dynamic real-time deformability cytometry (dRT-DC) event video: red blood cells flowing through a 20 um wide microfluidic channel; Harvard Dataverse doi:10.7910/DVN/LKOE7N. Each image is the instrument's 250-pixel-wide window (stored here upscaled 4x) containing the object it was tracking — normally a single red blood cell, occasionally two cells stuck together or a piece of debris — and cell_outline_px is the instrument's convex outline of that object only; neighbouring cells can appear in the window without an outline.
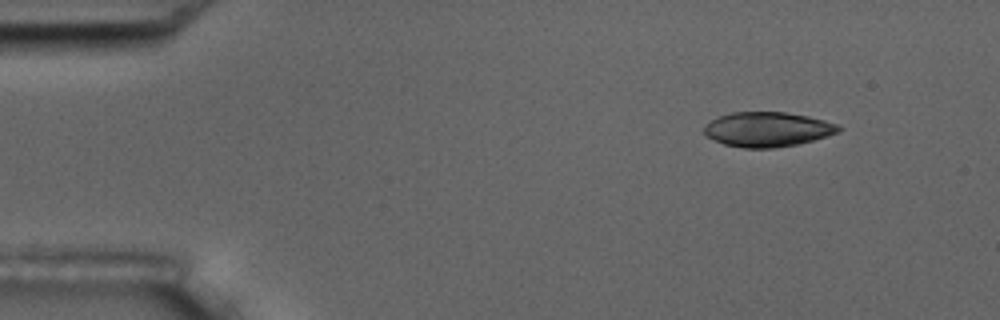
{"species": "common noctule bat (a hibernating species)", "species_latin": "Nyctalus noctula", "temperature_condition": "room temperature", "stored_images_in_passage": 4, "camera_frame_rate_fps": 3000, "um_per_image_px": 0.085, "animal": {"sex": "male", "body_mass_g": 17.5, "forearm_length_mm": 52.3}, "frame": {"image": 1, "passage_image": 1, "time_ms": 0.0, "image_size_px": [1000, 320], "cell_outline_px": [[844, 128], [840, 132], [828, 136], [796, 144], [772, 148], [744, 148], [724, 144], [708, 136], [704, 132], [704, 124], [720, 116], [732, 112], [784, 112], [808, 116], [840, 124]], "centroid_in_image_um": [65.29, 10.99], "position_along_channel_um": 19.7, "area_um2": 27.17}}
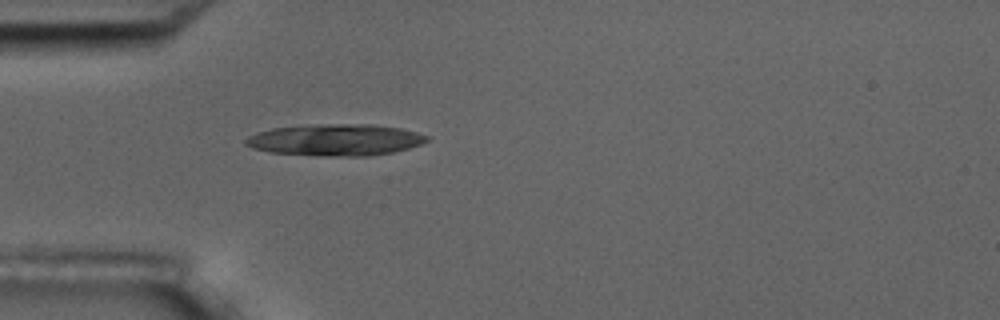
{"frame": {"image": 2, "passage_image": 4, "time_ms": 3.333, "image_size_px": [1000, 320], "cell_outline_px": [[428, 140], [420, 144], [408, 148], [392, 152], [368, 156], [320, 156], [268, 152], [252, 148], [244, 144], [244, 140], [248, 136], [256, 132], [272, 128], [316, 124], [372, 124], [400, 128], [416, 132], [428, 136]], "centroid_in_image_um": [28.46, 11.89], "position_along_channel_um": 56.5, "area_um2": 33.52}}